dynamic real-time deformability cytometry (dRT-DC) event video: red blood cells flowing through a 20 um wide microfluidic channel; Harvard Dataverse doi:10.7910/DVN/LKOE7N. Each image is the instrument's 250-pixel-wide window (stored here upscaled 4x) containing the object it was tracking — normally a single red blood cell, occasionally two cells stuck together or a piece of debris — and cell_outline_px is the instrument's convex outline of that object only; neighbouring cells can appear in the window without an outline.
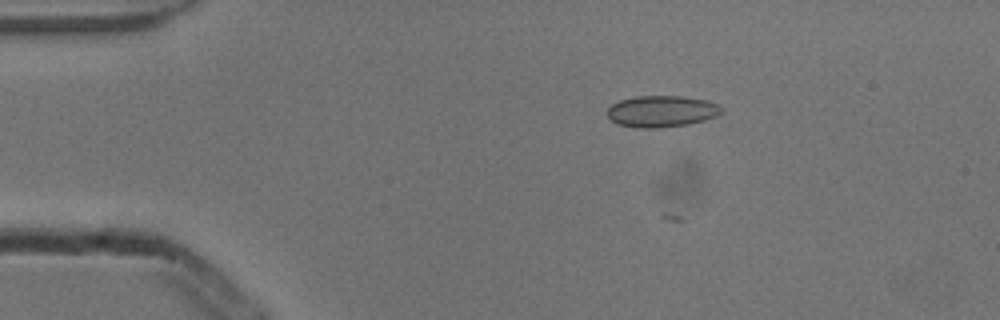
{"species": "common noctule bat (a hibernating species)", "species_latin": "Nyctalus noctula", "temperature_condition": "cold", "stored_images_in_passage": 8, "camera_frame_rate_fps": 3000, "um_per_image_px": 0.085, "animal": {"sex": "male", "body_mass_g": 13.3}, "frame": {"image": 1, "passage_image": 3, "time_ms": 0.667, "image_size_px": [1000, 320], "cell_outline_px": [[724, 108], [716, 116], [704, 120], [688, 124], [656, 128], [640, 128], [616, 124], [608, 120], [608, 108], [612, 104], [620, 100], [636, 96], [680, 96], [704, 100], [720, 104]], "centroid_in_image_um": [56.21, 9.46], "position_along_channel_um": 28.8, "area_um2": 20.98}}
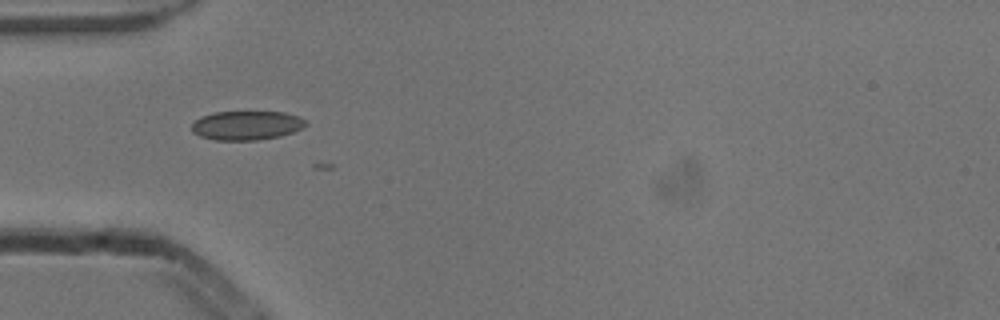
{"frame": {"image": 2, "passage_image": 5, "time_ms": 1.333, "image_size_px": [1000, 320], "cell_outline_px": [[308, 124], [292, 132], [280, 136], [256, 140], [216, 140], [200, 136], [192, 132], [192, 124], [200, 116], [212, 112], [284, 112], [296, 116], [304, 120]], "centroid_in_image_um": [20.91, 10.66], "position_along_channel_um": 64.1, "area_um2": 19.19}}
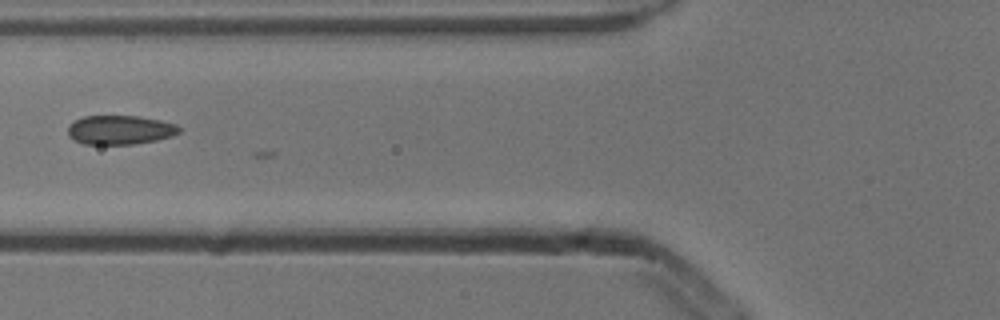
{"frame": {"image": 3, "passage_image": 6, "time_ms": 1.667, "image_size_px": [1000, 320], "cell_outline_px": [[184, 128], [180, 132], [172, 136], [156, 140], [132, 144], [84, 144], [68, 136], [68, 124], [84, 116], [140, 116], [160, 120], [176, 124]], "centroid_in_image_um": [10.23, 11.03], "position_along_channel_um": 115.6, "area_um2": 18.96}}